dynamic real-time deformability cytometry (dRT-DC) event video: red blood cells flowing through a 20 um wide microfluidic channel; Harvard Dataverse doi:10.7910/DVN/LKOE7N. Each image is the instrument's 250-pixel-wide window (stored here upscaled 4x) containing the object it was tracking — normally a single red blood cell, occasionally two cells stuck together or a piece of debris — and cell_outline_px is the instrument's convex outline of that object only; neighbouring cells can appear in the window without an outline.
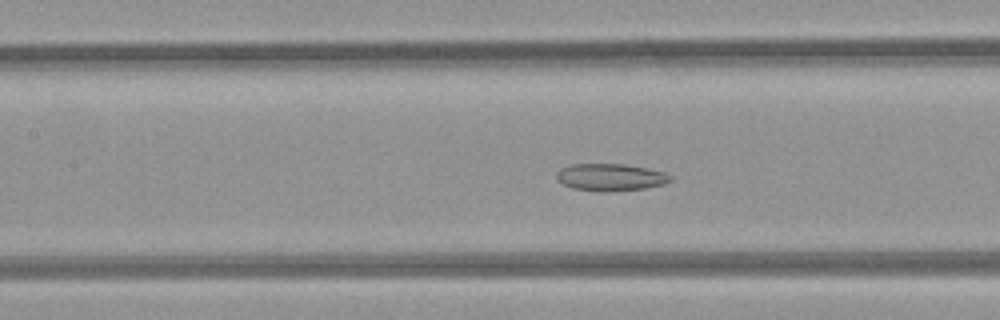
{"species": "common noctule bat (a hibernating species)", "species_latin": "Nyctalus noctula", "temperature_condition": "room temperature", "stored_images_in_passage": 51, "camera_frame_rate_fps": 3000, "um_per_image_px": 0.085, "animal": {"sex": "female", "body_mass_g": 21.9}, "frame": {"image": 1, "passage_image": 22, "time_ms": 7.0, "image_size_px": [1000, 320], "cell_outline_px": [[672, 180], [664, 184], [644, 188], [608, 192], [572, 188], [556, 180], [556, 172], [560, 168], [568, 164], [624, 164], [664, 172], [672, 176]], "centroid_in_image_um": [51.85, 15.06], "position_along_channel_um": 155.5, "area_um2": 18.03}}
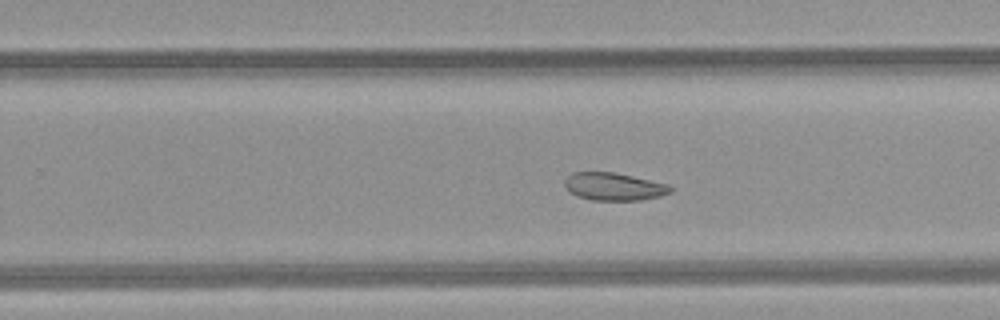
{"frame": {"image": 2, "passage_image": 31, "time_ms": 10.0, "image_size_px": [1000, 320], "cell_outline_px": [[672, 192], [660, 196], [640, 200], [592, 200], [576, 196], [564, 184], [564, 180], [572, 172], [612, 172], [632, 176], [668, 184], [672, 188]], "centroid_in_image_um": [52.19, 15.86], "position_along_channel_um": 277.6, "area_um2": 16.94}}
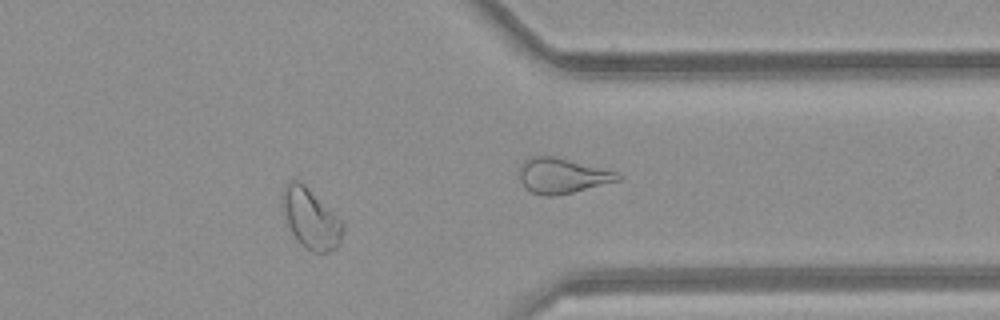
{"frame": {"image": 3, "passage_image": 40, "time_ms": 13.0, "image_size_px": [1000, 320], "cell_outline_px": [[344, 228], [340, 240], [336, 248], [332, 252], [312, 252], [300, 244], [296, 240], [284, 216], [280, 200], [280, 196], [284, 188], [292, 180], [300, 180], [344, 224]], "centroid_in_image_um": [26.38, 18.6], "position_along_channel_um": 385.0, "area_um2": 20.92}}